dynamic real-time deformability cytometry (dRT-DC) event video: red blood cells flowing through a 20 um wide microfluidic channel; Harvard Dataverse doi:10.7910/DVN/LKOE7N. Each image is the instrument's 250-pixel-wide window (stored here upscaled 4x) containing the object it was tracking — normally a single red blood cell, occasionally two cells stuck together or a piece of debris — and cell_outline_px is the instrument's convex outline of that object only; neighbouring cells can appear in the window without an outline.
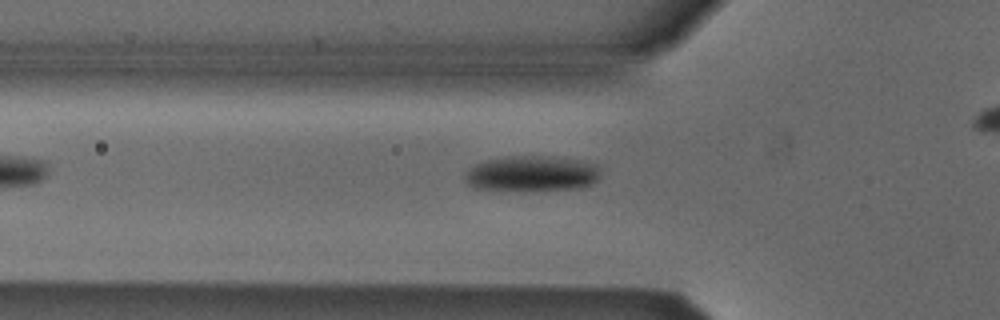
{"species": "Egyptian fruit bat (a non-hibernating species)", "species_latin": "Rousettus aegyptiacus", "temperature_condition": "cold", "stored_images_in_passage": 32, "camera_frame_rate_fps": 3000, "um_per_image_px": 0.085, "animal": {"sex": "male"}, "frame": {"image": 1, "passage_image": 4, "time_ms": 1.0, "image_size_px": [1000, 320], "cell_outline_px": [[600, 176], [592, 184], [572, 188], [524, 192], [472, 188], [464, 180], [464, 176], [476, 164], [488, 160], [508, 156], [536, 156], [584, 160], [596, 164]], "centroid_in_image_um": [45.18, 14.78], "position_along_channel_um": 80.6, "area_um2": 28.26}}
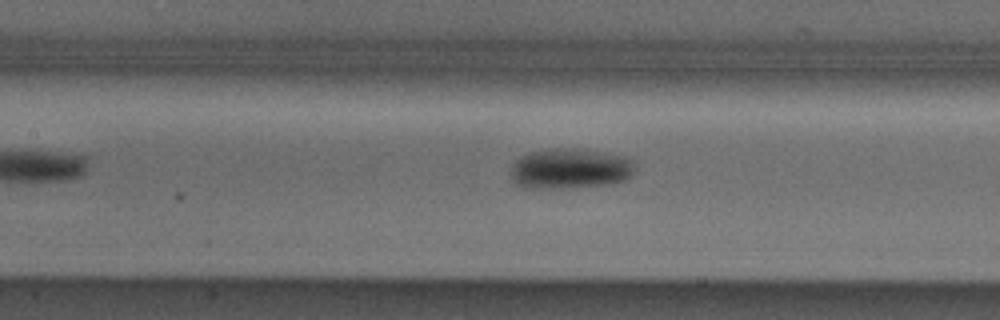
{"frame": {"image": 2, "passage_image": 10, "time_ms": 3.0, "image_size_px": [1000, 320], "cell_outline_px": [[636, 172], [628, 180], [612, 184], [564, 188], [524, 188], [516, 184], [512, 180], [512, 164], [520, 156], [528, 152], [548, 148], [572, 148], [600, 152], [624, 156], [632, 160], [636, 168]], "centroid_in_image_um": [48.48, 14.34], "position_along_channel_um": 158.9, "area_um2": 29.65}}
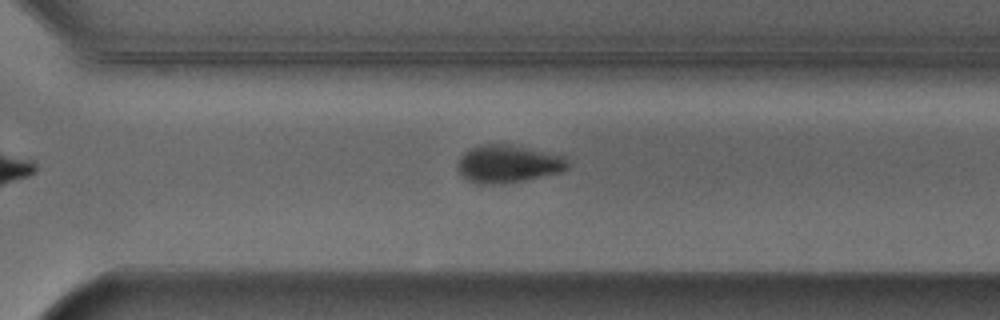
{"frame": {"image": 3, "passage_image": 23, "time_ms": 7.333, "image_size_px": [1000, 320], "cell_outline_px": [[568, 168], [560, 172], [524, 180], [500, 184], [476, 184], [460, 176], [456, 168], [460, 156], [468, 148], [480, 144], [508, 144], [528, 148], [564, 156], [568, 160]], "centroid_in_image_um": [43.12, 13.93], "position_along_channel_um": 327.5, "area_um2": 24.39}, "authors_computed_cell_mechanics": {"area_um2": 26.8481, "velocity_mm_per_s": 3.9012, "shape_relaxation_time_tau1_ms": 5.9821, "shape_relaxation_time_tau2_ms": null, "deformation_change_tau1": 0.1377, "deformation_change_tau2": null}}